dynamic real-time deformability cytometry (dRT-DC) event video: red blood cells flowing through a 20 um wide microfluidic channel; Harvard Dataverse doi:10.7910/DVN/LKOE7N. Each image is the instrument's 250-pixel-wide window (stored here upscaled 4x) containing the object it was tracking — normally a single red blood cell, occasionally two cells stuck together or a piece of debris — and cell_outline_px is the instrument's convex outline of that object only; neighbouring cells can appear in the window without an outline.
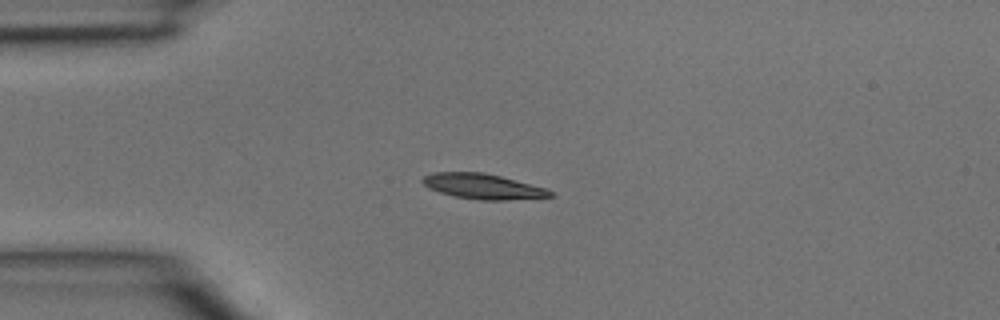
{"species": "common noctule bat (a hibernating species)", "species_latin": "Nyctalus noctula", "temperature_condition": "room temperature", "stored_images_in_passage": 34, "camera_frame_rate_fps": 3000, "um_per_image_px": 0.085, "animal": {"sex": "male", "body_mass_g": 15.6}, "frame": {"image": 1, "passage_image": 1, "time_ms": 0.0, "image_size_px": [1000, 320], "cell_outline_px": [[556, 196], [504, 200], [480, 200], [456, 196], [440, 192], [428, 188], [420, 180], [424, 176], [432, 172], [484, 172], [500, 176], [544, 188], [552, 192]], "centroid_in_image_um": [41.0, 15.83], "position_along_channel_um": 44.0, "area_um2": 18.55}}
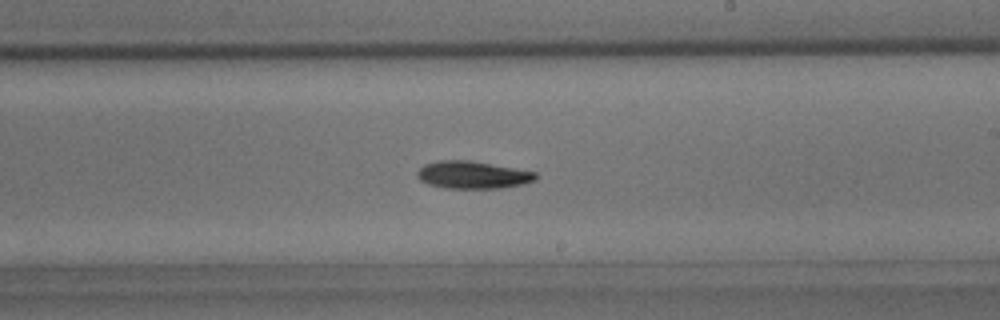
{"frame": {"image": 2, "passage_image": 16, "time_ms": 5.0, "image_size_px": [1000, 320], "cell_outline_px": [[536, 180], [524, 184], [500, 188], [444, 188], [428, 184], [420, 180], [416, 176], [416, 172], [424, 164], [440, 160], [468, 160], [536, 172]], "centroid_in_image_um": [40.14, 14.87], "position_along_channel_um": 248.9, "area_um2": 18.9}}
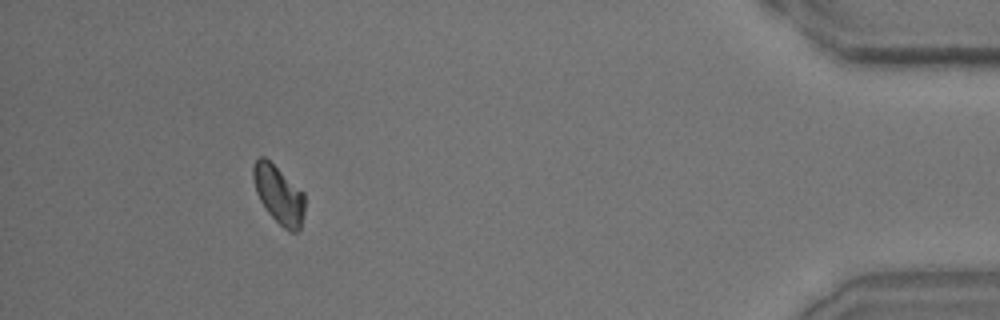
{"frame": {"image": 3, "passage_image": 31, "time_ms": 10.0, "image_size_px": [1000, 320], "cell_outline_px": [[304, 212], [300, 228], [296, 232], [288, 232], [268, 212], [260, 200], [256, 192], [252, 176], [252, 164], [260, 156], [264, 156], [304, 192]], "centroid_in_image_um": [23.68, 16.53], "position_along_channel_um": 411.5, "area_um2": 17.34}}